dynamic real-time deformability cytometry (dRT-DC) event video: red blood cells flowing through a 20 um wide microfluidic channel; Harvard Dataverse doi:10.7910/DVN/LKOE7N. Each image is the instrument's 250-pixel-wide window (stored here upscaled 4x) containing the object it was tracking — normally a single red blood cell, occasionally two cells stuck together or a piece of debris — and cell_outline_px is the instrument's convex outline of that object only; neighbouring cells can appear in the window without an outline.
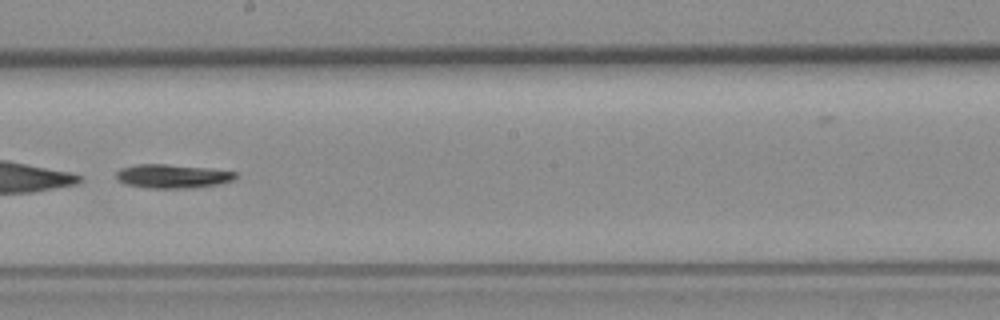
{"species": "common noctule bat (a hibernating species)", "species_latin": "Nyctalus noctula", "temperature_condition": "room temperature", "stored_images_in_passage": 45, "camera_frame_rate_fps": 3000, "um_per_image_px": 0.085, "animal": {"sex": "female", "body_mass_g": 19.3, "forearm_length_mm": 54.1}, "frame": {"image": 1, "passage_image": 21, "time_ms": 6.667, "image_size_px": [1000, 320], "cell_outline_px": [[236, 176], [232, 180], [220, 184], [192, 188], [148, 188], [124, 184], [116, 180], [116, 172], [120, 168], [136, 164], [164, 164], [208, 168], [236, 172]], "centroid_in_image_um": [14.61, 14.98], "position_along_channel_um": 233.6, "area_um2": 16.65}}
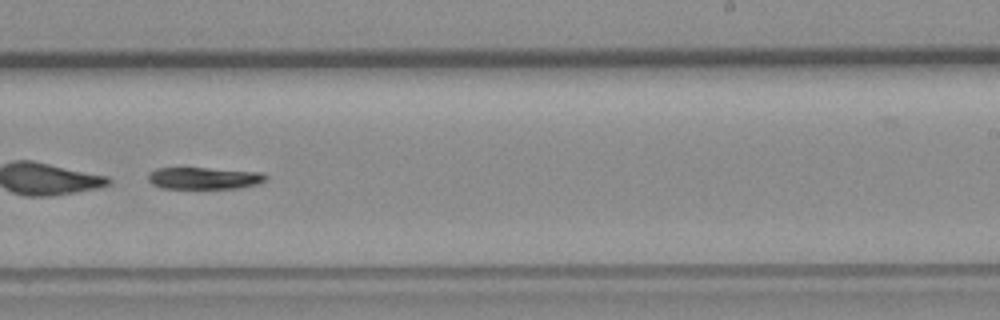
{"frame": {"image": 2, "passage_image": 24, "time_ms": 7.667, "image_size_px": [1000, 320], "cell_outline_px": [[268, 176], [260, 184], [240, 188], [160, 188], [152, 184], [148, 180], [148, 176], [156, 168], [208, 168], [264, 172]], "centroid_in_image_um": [17.4, 15.14], "position_along_channel_um": 271.6, "area_um2": 15.09}, "authors_computed_cell_mechanics": {"area_um2": 17.2244, "velocity_mm_per_s": 3.8364, "shape_relaxation_time_tau1_ms": 1.6559, "shape_relaxation_time_tau2_ms": null, "deformation_change_tau1": 0.208, "deformation_change_tau2": null}}